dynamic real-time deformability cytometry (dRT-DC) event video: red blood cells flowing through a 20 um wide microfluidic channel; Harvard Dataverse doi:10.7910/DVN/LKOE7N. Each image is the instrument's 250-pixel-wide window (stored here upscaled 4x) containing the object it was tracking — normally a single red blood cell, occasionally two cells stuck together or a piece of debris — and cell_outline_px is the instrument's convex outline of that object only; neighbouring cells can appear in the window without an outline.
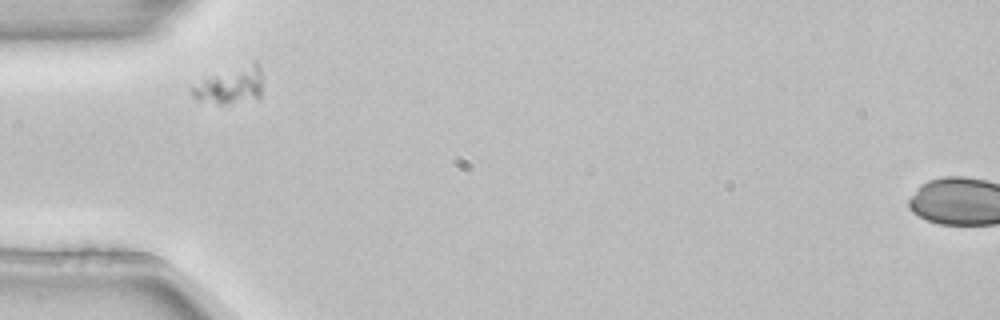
{"species": "common noctule bat (a hibernating species)", "species_latin": "Nyctalus noctula", "temperature_condition": "room temperature", "stored_images_in_passage": 1, "camera_frame_rate_fps": 3000, "um_per_image_px": 0.085, "animal": {"sex": "female", "body_mass_g": 22.7, "forearm_length_mm": 54.2}, "frame": {"image": 1, "passage_image": 1, "time_ms": 0.0, "image_size_px": [1000, 320], "cell_outline_px": [[260, 100], [224, 104], [216, 104], [196, 100], [192, 96], [188, 88], [204, 80], [256, 60], [260, 68]], "centroid_in_image_um": [19.59, 7.32], "position_along_channel_um": 65.4, "area_um2": 14.91}}